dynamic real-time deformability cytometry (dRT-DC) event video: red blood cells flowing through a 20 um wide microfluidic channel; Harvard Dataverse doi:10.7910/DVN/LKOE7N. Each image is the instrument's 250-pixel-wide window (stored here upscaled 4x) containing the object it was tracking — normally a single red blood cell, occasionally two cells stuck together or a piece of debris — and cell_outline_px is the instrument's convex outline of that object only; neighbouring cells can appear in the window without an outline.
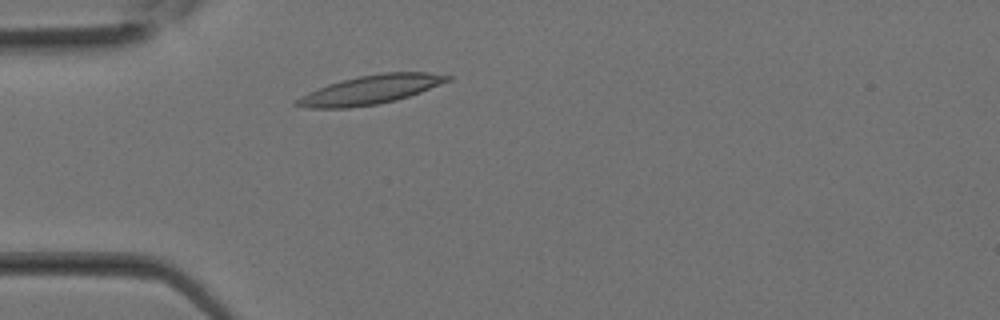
{"species": "Egyptian fruit bat (a non-hibernating species)", "species_latin": "Rousettus aegyptiacus", "temperature_condition": "room temperature", "stored_images_in_passage": 9, "camera_frame_rate_fps": 3000, "um_per_image_px": 0.085, "animal": {"sex": "female"}, "frame": {"image": 1, "passage_image": 1, "time_ms": 0.0, "image_size_px": [1000, 320], "cell_outline_px": [[452, 80], [420, 92], [396, 100], [376, 104], [348, 108], [308, 108], [292, 104], [296, 100], [308, 92], [328, 84], [340, 80], [360, 76], [384, 72], [428, 72], [452, 76]], "centroid_in_image_um": [31.51, 7.62], "position_along_channel_um": 53.5, "area_um2": 25.26}}
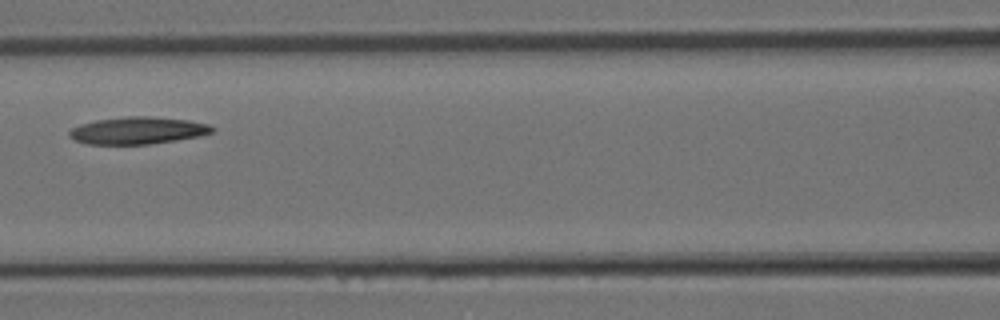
{"frame": {"image": 2, "passage_image": 6, "time_ms": 1.667, "image_size_px": [1000, 320], "cell_outline_px": [[216, 128], [212, 132], [200, 136], [176, 140], [148, 144], [88, 144], [76, 140], [68, 136], [68, 132], [72, 128], [80, 124], [96, 120], [124, 116], [152, 116], [188, 120], [208, 124]], "centroid_in_image_um": [11.71, 11.08], "position_along_channel_um": 154.9, "area_um2": 22.66}}
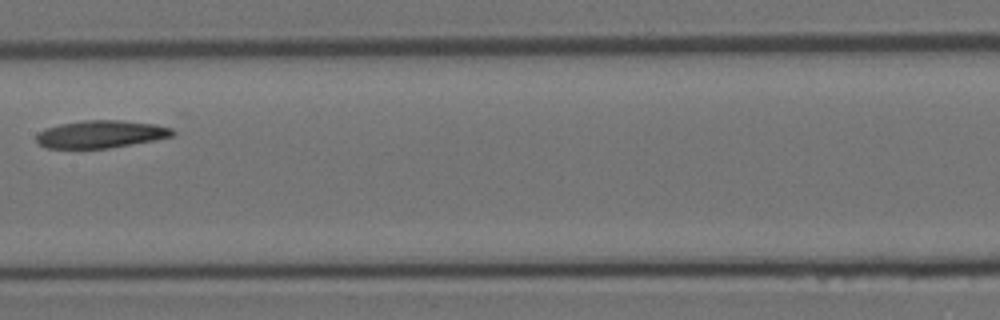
{"frame": {"image": 3, "passage_image": 8, "time_ms": 2.333, "image_size_px": [1000, 320], "cell_outline_px": [[176, 132], [172, 136], [156, 140], [108, 148], [44, 148], [36, 140], [36, 136], [40, 132], [48, 128], [60, 124], [84, 120], [120, 120], [156, 124], [172, 128]], "centroid_in_image_um": [8.61, 11.4], "position_along_channel_um": 198.8, "area_um2": 21.79}}